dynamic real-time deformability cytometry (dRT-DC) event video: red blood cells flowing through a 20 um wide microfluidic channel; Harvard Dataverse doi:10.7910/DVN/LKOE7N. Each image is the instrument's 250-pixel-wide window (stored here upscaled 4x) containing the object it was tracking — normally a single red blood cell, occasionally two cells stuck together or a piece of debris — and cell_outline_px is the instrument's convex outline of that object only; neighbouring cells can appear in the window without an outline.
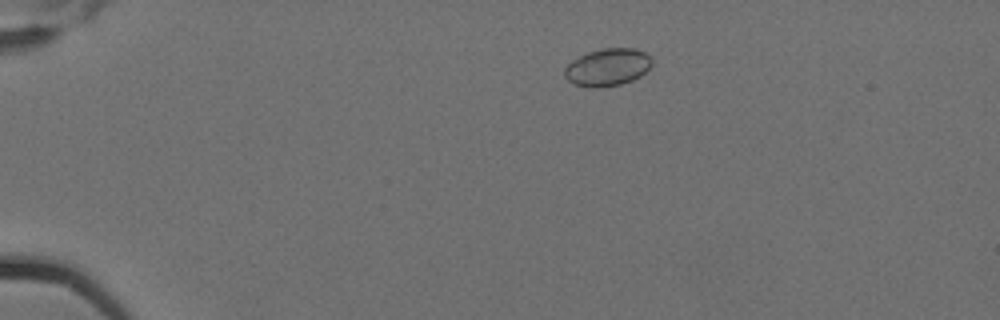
{"species": "Egyptian fruit bat (a non-hibernating species)", "species_latin": "Rousettus aegyptiacus", "temperature_condition": "cold", "stored_images_in_passage": 6, "camera_frame_rate_fps": 3000, "um_per_image_px": 0.085, "animal": {"sex": "female"}, "frame": {"image": 1, "passage_image": 3, "time_ms": 0.667, "image_size_px": [1000, 320], "cell_outline_px": [[652, 64], [640, 76], [632, 80], [620, 84], [600, 88], [592, 88], [576, 84], [568, 80], [564, 76], [564, 68], [572, 60], [588, 52], [604, 48], [632, 48], [644, 52], [652, 60]], "centroid_in_image_um": [51.62, 5.72], "position_along_channel_um": 33.4, "area_um2": 18.9}}
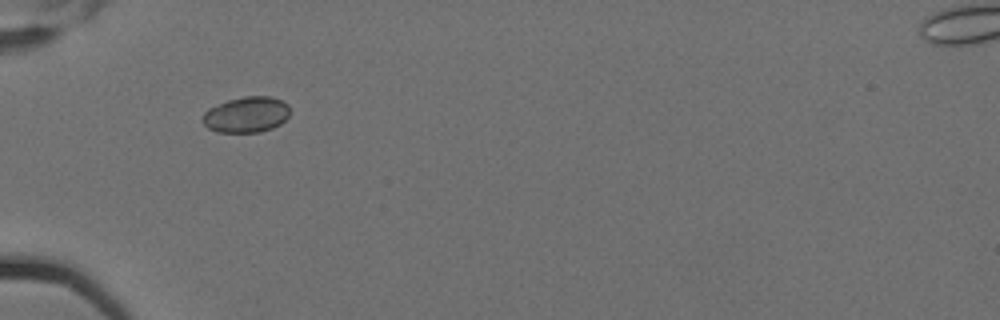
{"frame": {"image": 2, "passage_image": 5, "time_ms": 1.333, "image_size_px": [1000, 320], "cell_outline_px": [[288, 116], [280, 124], [272, 128], [260, 132], [216, 132], [208, 128], [200, 120], [204, 112], [208, 108], [228, 100], [244, 96], [272, 96], [288, 104]], "centroid_in_image_um": [20.91, 9.74], "position_along_channel_um": 64.1, "area_um2": 18.26}}